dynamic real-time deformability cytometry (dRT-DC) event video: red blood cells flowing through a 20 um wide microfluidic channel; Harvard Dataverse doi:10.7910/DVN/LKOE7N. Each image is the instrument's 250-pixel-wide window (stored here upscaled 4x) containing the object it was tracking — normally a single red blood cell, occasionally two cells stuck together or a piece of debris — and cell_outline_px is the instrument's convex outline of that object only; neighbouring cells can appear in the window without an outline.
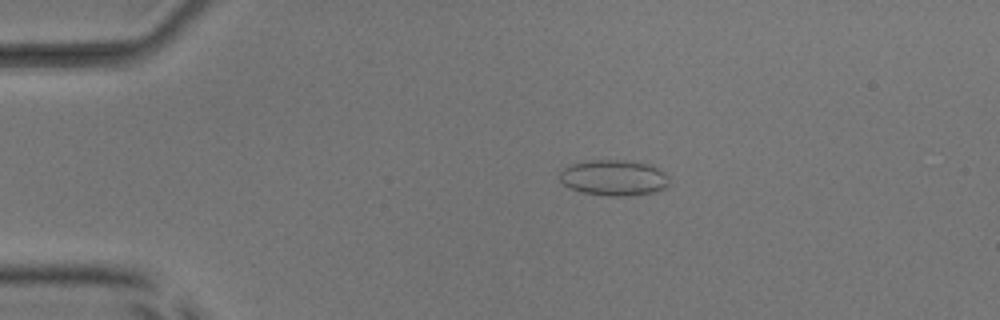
{"species": "common noctule bat (a hibernating species)", "species_latin": "Nyctalus noctula", "temperature_condition": "room temperature", "stored_images_in_passage": 26, "camera_frame_rate_fps": 3000, "um_per_image_px": 0.085, "animal": {"sex": "male", "body_mass_g": 17.9, "forearm_length_mm": 54.2}, "frame": {"image": 1, "passage_image": 1, "time_ms": 0.0, "image_size_px": [1000, 320], "cell_outline_px": [[668, 184], [664, 188], [656, 192], [632, 196], [612, 196], [584, 192], [572, 188], [564, 184], [560, 180], [560, 172], [564, 168], [572, 164], [588, 160], [620, 160], [648, 164], [664, 172], [668, 176]], "centroid_in_image_um": [52.19, 15.11], "position_along_channel_um": 32.8, "area_um2": 22.6}}
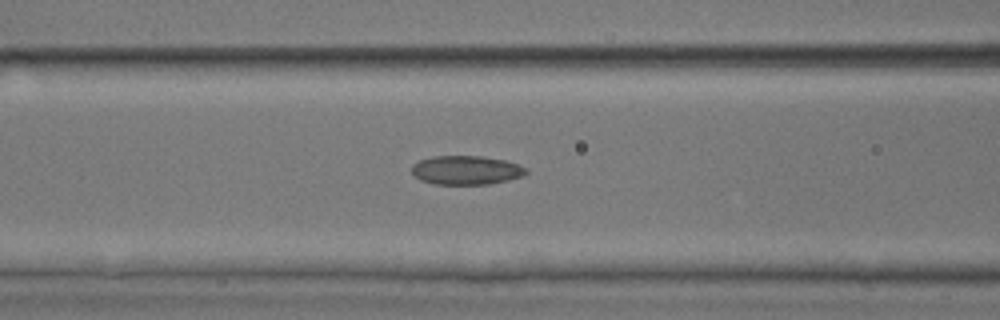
{"frame": {"image": 2, "passage_image": 12, "time_ms": 3.667, "image_size_px": [1000, 320], "cell_outline_px": [[528, 172], [520, 176], [508, 180], [488, 184], [432, 184], [420, 180], [412, 172], [412, 164], [420, 160], [432, 156], [480, 156], [504, 160], [528, 168]], "centroid_in_image_um": [39.6, 14.46], "position_along_channel_um": 127.0, "area_um2": 19.19}}
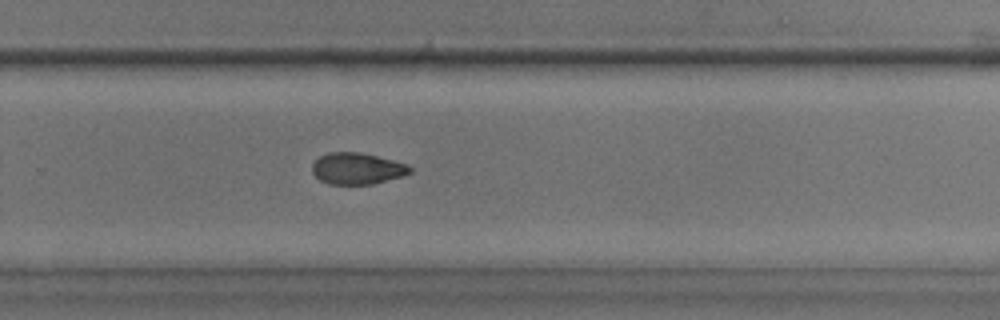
{"frame": {"image": 3, "passage_image": 25, "time_ms": 8.0, "image_size_px": [1000, 320], "cell_outline_px": [[412, 172], [400, 176], [372, 184], [328, 184], [320, 180], [312, 172], [312, 164], [320, 156], [328, 152], [360, 152], [392, 160], [404, 164], [412, 168]], "centroid_in_image_um": [30.31, 14.32], "position_along_channel_um": 299.5, "area_um2": 17.69}}